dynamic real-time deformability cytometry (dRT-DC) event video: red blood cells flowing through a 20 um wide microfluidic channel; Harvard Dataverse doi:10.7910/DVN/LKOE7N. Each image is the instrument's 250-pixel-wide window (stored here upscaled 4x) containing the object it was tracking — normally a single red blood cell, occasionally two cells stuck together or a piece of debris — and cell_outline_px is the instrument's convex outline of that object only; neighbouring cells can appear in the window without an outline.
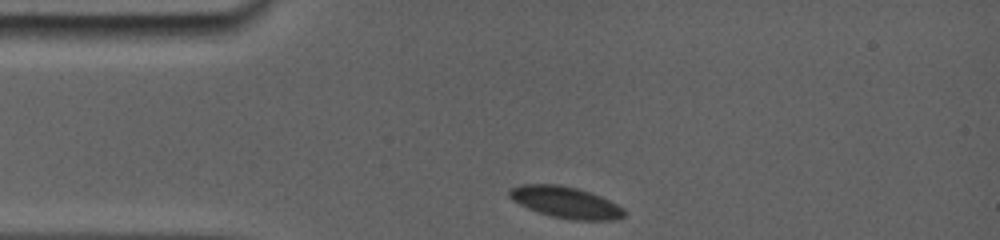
{"species": "common noctule bat (a hibernating species)", "species_latin": "Nyctalus noctula", "temperature_condition": "room temperature", "stored_images_in_passage": 22, "camera_frame_rate_fps": 5000, "um_per_image_px": 0.085, "animal": {"sex": "female", "body_mass_g": 19.0, "forearm_length_mm": 56.7}, "frame": {"image": 1, "passage_image": 1, "time_ms": 0.0, "image_size_px": [1000, 240], "cell_outline_px": [[628, 212], [624, 216], [616, 220], [572, 220], [552, 216], [528, 208], [512, 200], [508, 196], [508, 188], [520, 184], [560, 184], [580, 188], [592, 192], [624, 208]], "centroid_in_image_um": [48.09, 17.18], "position_along_channel_um": 36.9, "area_um2": 21.33}}
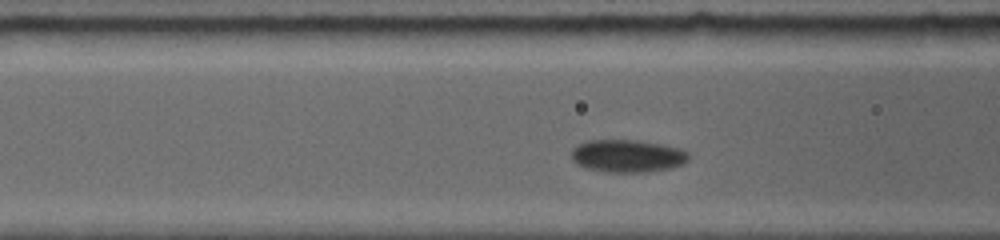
{"frame": {"image": 2, "passage_image": 10, "time_ms": 2.8, "image_size_px": [1000, 240], "cell_outline_px": [[688, 160], [684, 164], [672, 168], [652, 172], [604, 172], [584, 168], [576, 164], [572, 160], [572, 152], [580, 144], [592, 140], [632, 140], [656, 144], [676, 148], [688, 152]], "centroid_in_image_um": [53.33, 13.29], "position_along_channel_um": 113.3, "area_um2": 22.08}}
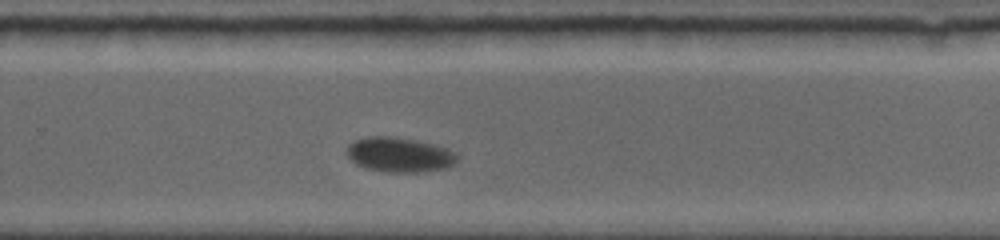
{"frame": {"image": 3, "passage_image": 22, "time_ms": 7.8, "image_size_px": [1000, 240], "cell_outline_px": [[460, 156], [452, 164], [444, 168], [420, 172], [388, 172], [368, 168], [356, 164], [348, 156], [348, 144], [356, 140], [368, 136], [392, 136], [416, 140], [448, 148], [456, 152]], "centroid_in_image_um": [33.98, 13.14], "position_along_channel_um": 295.8, "area_um2": 22.2}}